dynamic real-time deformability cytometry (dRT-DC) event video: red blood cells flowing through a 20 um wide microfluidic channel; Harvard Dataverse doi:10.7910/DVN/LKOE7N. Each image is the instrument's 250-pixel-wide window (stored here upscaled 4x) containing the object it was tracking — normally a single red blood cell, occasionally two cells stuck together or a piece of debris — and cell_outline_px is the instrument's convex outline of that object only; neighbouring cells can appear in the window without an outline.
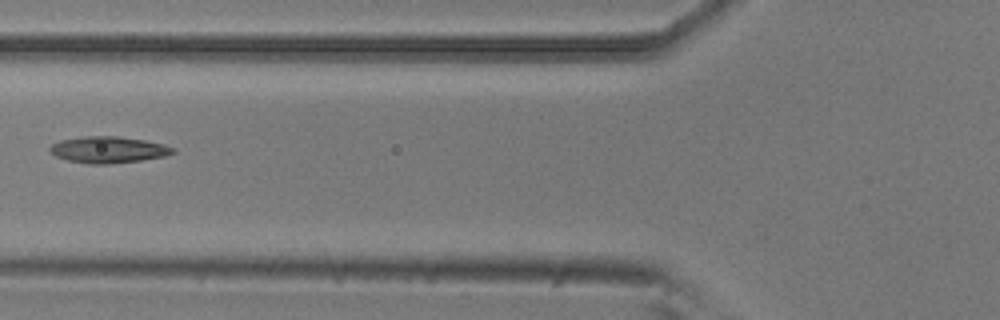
{"species": "common noctule bat (a hibernating species)", "species_latin": "Nyctalus noctula", "temperature_condition": "room temperature", "stored_images_in_passage": 7, "camera_frame_rate_fps": 3000, "um_per_image_px": 0.085, "animal": {"sex": "male", "body_mass_g": 20.5, "forearm_length_mm": 52.5}, "frame": {"image": 1, "passage_image": 6, "time_ms": 1.667, "image_size_px": [1000, 320], "cell_outline_px": [[176, 152], [164, 156], [140, 160], [108, 164], [88, 164], [68, 160], [56, 156], [48, 148], [52, 144], [60, 140], [80, 136], [116, 136], [144, 140], [164, 144], [176, 148]], "centroid_in_image_um": [9.21, 12.72], "position_along_channel_um": 116.6, "area_um2": 18.96}}
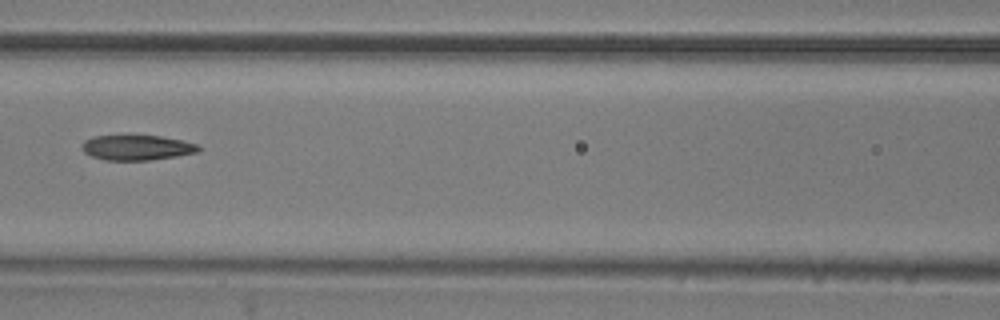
{"frame": {"image": 2, "passage_image": 7, "time_ms": 2.0, "image_size_px": [1000, 320], "cell_outline_px": [[200, 152], [152, 160], [104, 160], [92, 156], [84, 152], [80, 148], [84, 140], [92, 136], [160, 136], [184, 140], [196, 144], [200, 148]], "centroid_in_image_um": [11.63, 12.55], "position_along_channel_um": 155.0, "area_um2": 17.11}}